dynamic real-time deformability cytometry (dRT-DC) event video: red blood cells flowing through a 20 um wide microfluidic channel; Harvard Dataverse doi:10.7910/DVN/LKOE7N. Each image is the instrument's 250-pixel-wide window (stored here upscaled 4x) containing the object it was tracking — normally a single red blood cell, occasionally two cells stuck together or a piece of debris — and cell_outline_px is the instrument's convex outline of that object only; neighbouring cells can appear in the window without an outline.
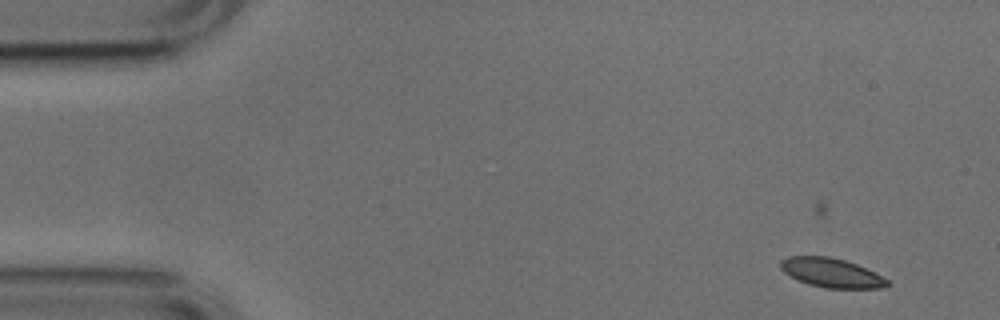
{"species": "common noctule bat (a hibernating species)", "species_latin": "Nyctalus noctula", "temperature_condition": "cold", "stored_images_in_passage": 5, "camera_frame_rate_fps": 3000, "um_per_image_px": 0.085, "animal": {"sex": "male", "body_mass_g": 17.9, "forearm_length_mm": 54.2}, "frame": {"image": 1, "passage_image": 1, "time_ms": 0.0, "image_size_px": [1000, 320], "cell_outline_px": [[892, 284], [880, 288], [824, 288], [808, 284], [784, 272], [780, 268], [780, 260], [788, 256], [828, 256], [844, 260], [856, 264], [888, 280]], "centroid_in_image_um": [70.64, 23.18], "position_along_channel_um": 14.4, "area_um2": 17.92}}
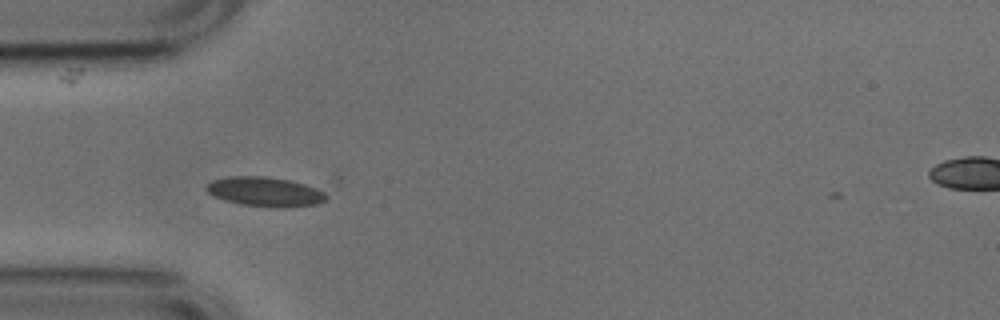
{"frame": {"image": 2, "passage_image": 4, "time_ms": 1.0, "image_size_px": [1000, 320], "cell_outline_px": [[340, 184], [328, 200], [316, 204], [284, 208], [272, 208], [240, 204], [224, 200], [208, 192], [204, 188], [212, 180], [228, 176], [340, 176]], "centroid_in_image_um": [23.34, 16.16], "position_along_channel_um": 61.7, "area_um2": 25.32}}